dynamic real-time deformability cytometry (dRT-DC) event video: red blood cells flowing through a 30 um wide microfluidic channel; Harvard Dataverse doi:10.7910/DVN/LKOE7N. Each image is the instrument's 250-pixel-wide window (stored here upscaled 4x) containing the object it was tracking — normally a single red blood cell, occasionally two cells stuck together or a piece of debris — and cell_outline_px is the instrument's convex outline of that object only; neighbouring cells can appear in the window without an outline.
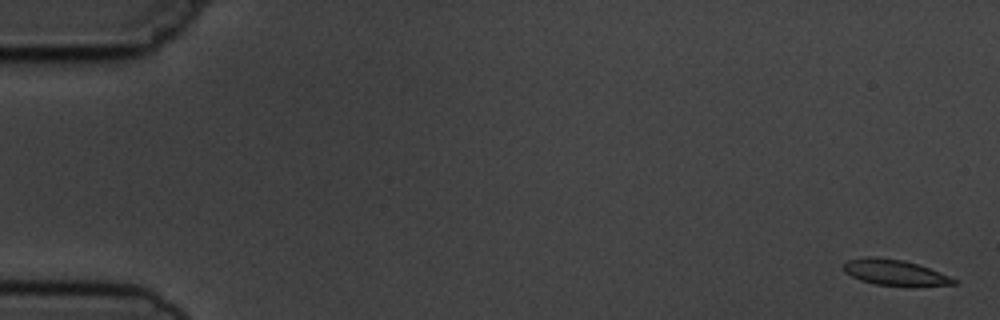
{"species": "common noctule bat (a hibernating species)", "species_latin": "Nyctalus noctula", "temperature_condition": "cold", "stored_images_in_passage": 7, "camera_frame_rate_fps": 3000, "um_per_image_px": 0.085, "animal": {"sex": "male", "body_mass_g": 19.5, "forearm_length_mm": 54.6}, "frame": {"image": 1, "passage_image": 1, "time_ms": 0.0, "image_size_px": [1000, 320], "cell_outline_px": [[960, 280], [956, 284], [876, 284], [860, 280], [844, 272], [844, 264], [848, 260], [864, 256], [872, 256], [904, 260], [940, 272]], "centroid_in_image_um": [76.01, 23.12], "position_along_channel_um": 9.0, "area_um2": 15.9}}
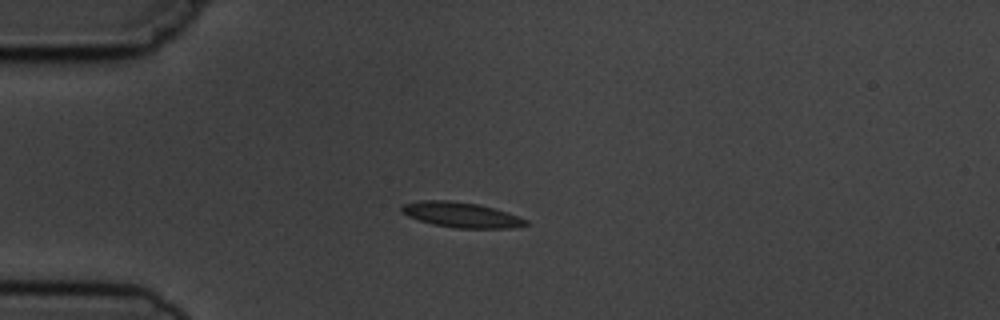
{"frame": {"image": 2, "passage_image": 5, "time_ms": 4.333, "image_size_px": [1000, 320], "cell_outline_px": [[532, 224], [512, 228], [456, 228], [432, 224], [408, 216], [400, 212], [400, 208], [404, 204], [420, 200], [448, 200], [476, 204], [496, 208], [508, 212], [528, 220]], "centroid_in_image_um": [39.24, 18.26], "position_along_channel_um": 45.8, "area_um2": 18.38}}
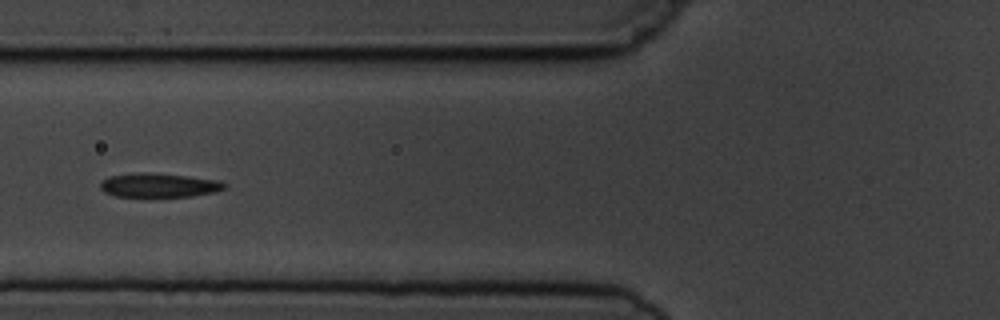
{"frame": {"image": 3, "passage_image": 7, "time_ms": 6.667, "image_size_px": [1000, 320], "cell_outline_px": [[228, 184], [224, 188], [212, 192], [192, 196], [116, 196], [104, 192], [100, 188], [100, 180], [108, 176], [132, 172], [148, 172], [188, 176], [220, 180]], "centroid_in_image_um": [13.46, 15.72], "position_along_channel_um": 112.3, "area_um2": 17.51}}